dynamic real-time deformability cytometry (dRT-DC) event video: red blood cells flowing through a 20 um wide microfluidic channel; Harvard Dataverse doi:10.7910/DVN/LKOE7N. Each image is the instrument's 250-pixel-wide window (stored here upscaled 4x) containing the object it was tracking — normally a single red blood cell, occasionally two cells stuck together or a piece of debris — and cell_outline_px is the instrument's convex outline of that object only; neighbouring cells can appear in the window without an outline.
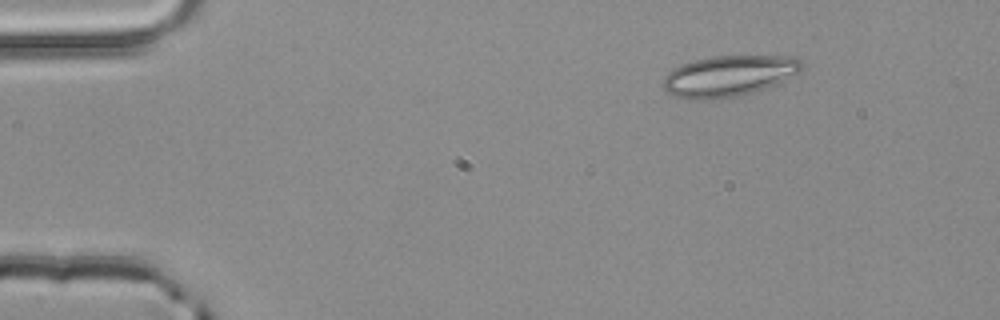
{"species": "common noctule bat (a hibernating species)", "species_latin": "Nyctalus noctula", "temperature_condition": "room temperature", "stored_images_in_passage": 4, "segment_of_instrument_passage": [1, 2], "camera_frame_rate_fps": 3000, "um_per_image_px": 0.085, "animal": {"sex": "male", "body_mass_g": 20.4}, "frame": {"image": 1, "passage_image": 2, "time_ms": 0.333, "image_size_px": [1000, 320], "cell_outline_px": [[804, 68], [800, 72], [776, 84], [740, 96], [712, 100], [696, 100], [672, 96], [660, 84], [664, 76], [672, 68], [680, 64], [712, 56], [792, 56], [804, 60]], "centroid_in_image_um": [61.94, 6.46], "position_along_channel_um": 23.1, "area_um2": 33.58}}